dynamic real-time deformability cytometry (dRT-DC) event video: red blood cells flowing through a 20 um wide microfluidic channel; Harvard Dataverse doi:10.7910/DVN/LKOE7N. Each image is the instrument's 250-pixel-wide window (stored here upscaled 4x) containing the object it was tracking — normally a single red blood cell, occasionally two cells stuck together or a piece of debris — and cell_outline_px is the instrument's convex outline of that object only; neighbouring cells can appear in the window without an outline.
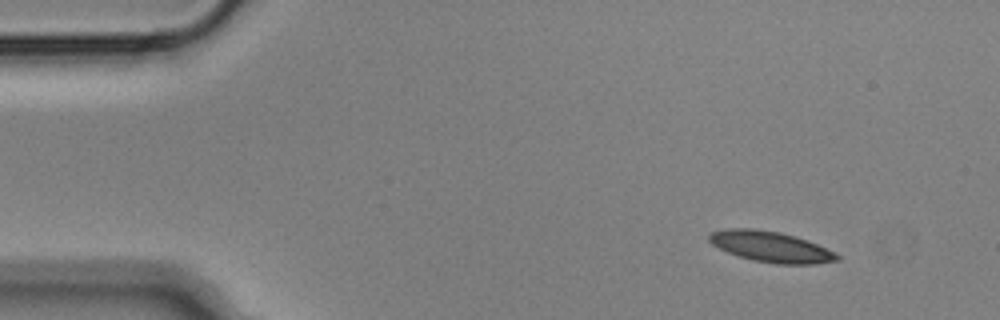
{"species": "Egyptian fruit bat (a non-hibernating species)", "species_latin": "Rousettus aegyptiacus", "temperature_condition": "cold", "stored_images_in_passage": 50, "camera_frame_rate_fps": 3000, "um_per_image_px": 0.085, "animal": {"sex": "male"}, "frame": {"image": 1, "passage_image": 1, "time_ms": 0.0, "image_size_px": [1000, 320], "cell_outline_px": [[840, 260], [812, 264], [776, 264], [752, 260], [736, 256], [712, 244], [708, 240], [708, 236], [712, 232], [728, 228], [752, 228], [780, 232], [796, 236], [808, 240], [836, 252], [840, 256]], "centroid_in_image_um": [65.54, 20.97], "position_along_channel_um": 19.5, "area_um2": 23.06}}
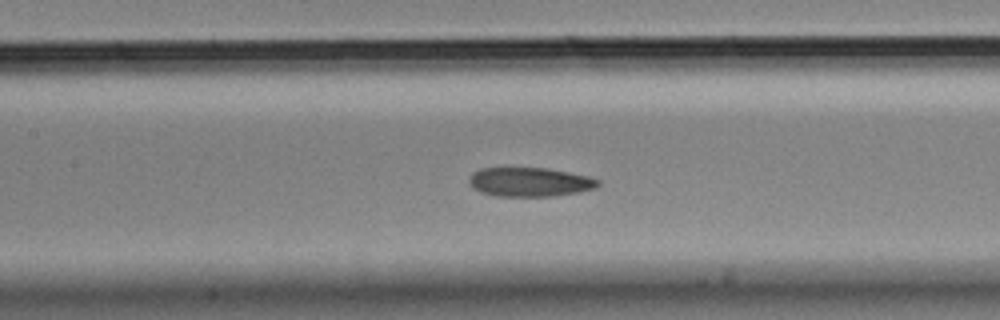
{"frame": {"image": 2, "passage_image": 20, "time_ms": 6.333, "image_size_px": [1000, 320], "cell_outline_px": [[600, 184], [596, 188], [580, 192], [552, 196], [496, 196], [480, 192], [472, 188], [468, 184], [468, 176], [472, 172], [480, 168], [548, 168], [588, 176], [600, 180]], "centroid_in_image_um": [45.0, 15.47], "position_along_channel_um": 162.4, "area_um2": 22.14}}
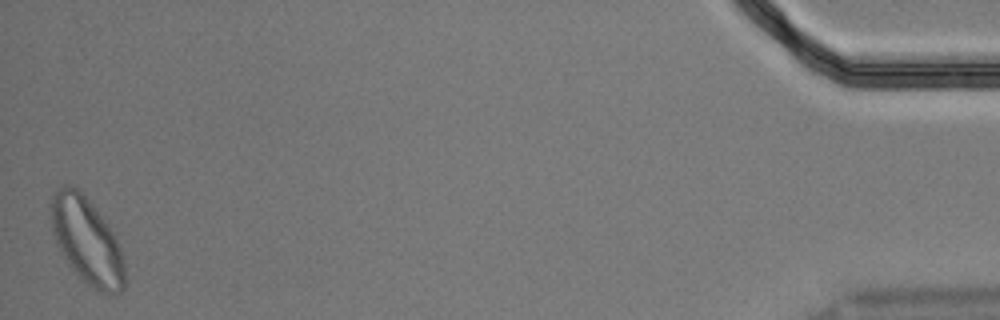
{"frame": {"image": 3, "passage_image": 50, "time_ms": 16.333, "image_size_px": [1000, 320], "cell_outline_px": [[124, 288], [120, 292], [112, 296], [104, 296], [80, 280], [68, 264], [56, 244], [52, 232], [52, 196], [64, 184], [68, 184], [76, 188], [92, 204], [104, 220], [112, 232], [120, 248], [124, 260]], "centroid_in_image_um": [7.39, 20.57], "position_along_channel_um": 427.8, "area_um2": 37.05}, "authors_computed_cell_mechanics": {"area_um2": 23.12, "velocity_mm_per_s": 3.5833, "shape_relaxation_time_tau1_ms": 9.2885, "shape_relaxation_time_tau2_ms": 3.875, "deformation_change_tau1": 0.1758, "deformation_change_tau2": 0.0907}}